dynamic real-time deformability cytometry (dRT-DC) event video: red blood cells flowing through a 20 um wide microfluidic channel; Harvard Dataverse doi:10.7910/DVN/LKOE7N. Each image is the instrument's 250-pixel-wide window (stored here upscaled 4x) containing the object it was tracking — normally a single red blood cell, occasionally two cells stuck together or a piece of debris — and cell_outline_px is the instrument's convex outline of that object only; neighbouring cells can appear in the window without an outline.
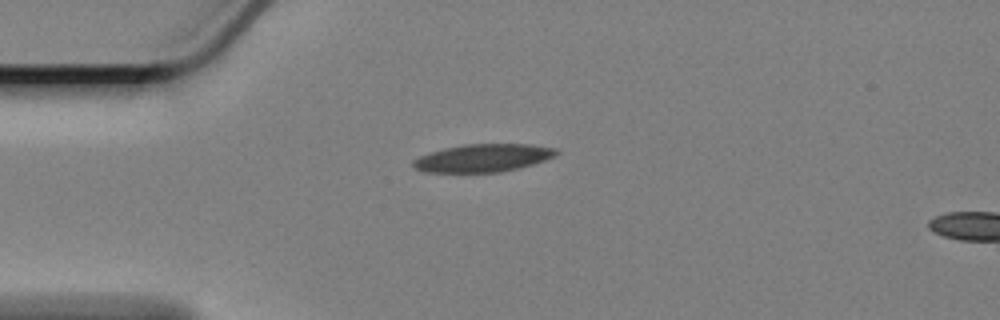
{"species": "Egyptian fruit bat (a non-hibernating species)", "species_latin": "Rousettus aegyptiacus", "temperature_condition": "cold", "stored_images_in_passage": 4, "camera_frame_rate_fps": 3000, "um_per_image_px": 0.085, "animal": {"sex": "female"}, "frame": {"image": 1, "passage_image": 1, "time_ms": 0.0, "image_size_px": [1000, 320], "cell_outline_px": [[560, 152], [544, 160], [532, 164], [500, 172], [424, 172], [416, 168], [412, 164], [412, 160], [420, 156], [444, 148], [464, 144], [532, 144], [556, 148]], "centroid_in_image_um": [41.05, 13.42], "position_along_channel_um": 44.0, "area_um2": 23.0}}